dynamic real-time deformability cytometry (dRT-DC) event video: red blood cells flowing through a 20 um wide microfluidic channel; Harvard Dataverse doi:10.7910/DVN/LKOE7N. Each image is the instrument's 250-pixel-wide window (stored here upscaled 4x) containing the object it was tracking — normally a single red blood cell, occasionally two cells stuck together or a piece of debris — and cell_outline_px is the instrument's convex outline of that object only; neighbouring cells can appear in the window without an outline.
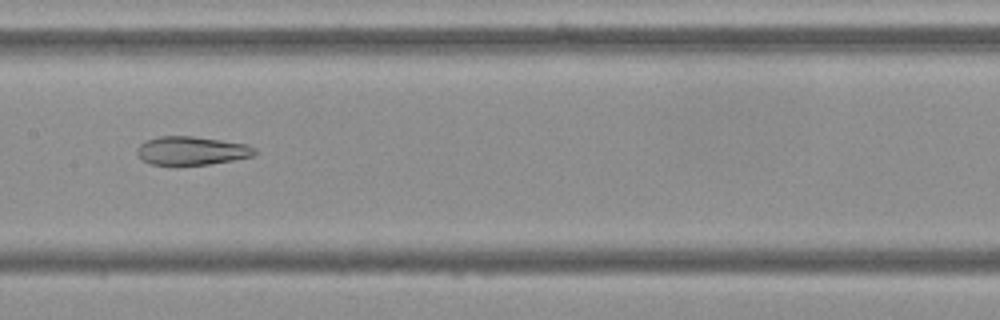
{"species": "Egyptian fruit bat (a non-hibernating species)", "species_latin": "Rousettus aegyptiacus", "temperature_condition": "cold", "stored_images_in_passage": 40, "camera_frame_rate_fps": 3000, "um_per_image_px": 0.085, "frame": {"image": 1, "passage_image": 13, "time_ms": 4.0, "image_size_px": [1000, 320], "cell_outline_px": [[260, 152], [252, 156], [232, 160], [208, 164], [152, 164], [144, 160], [136, 152], [136, 148], [144, 140], [160, 136], [192, 136], [248, 144], [256, 148]], "centroid_in_image_um": [16.32, 12.79], "position_along_channel_um": 191.1, "area_um2": 19.42}}
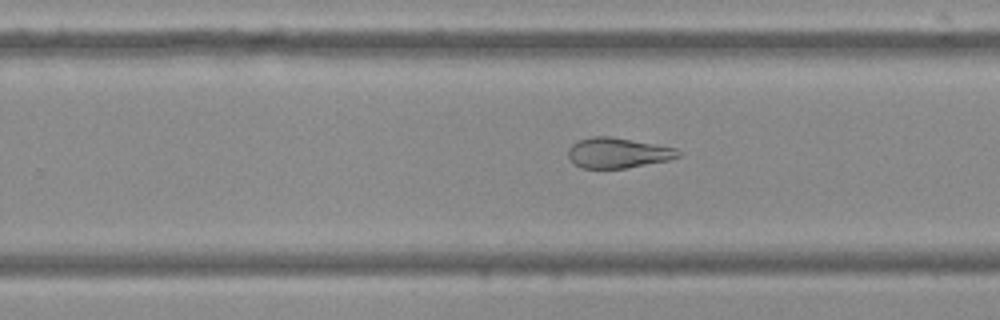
{"frame": {"image": 2, "passage_image": 20, "time_ms": 6.333, "image_size_px": [1000, 320], "cell_outline_px": [[680, 156], [668, 160], [624, 168], [580, 168], [568, 156], [568, 148], [572, 144], [580, 140], [592, 136], [608, 136], [676, 148], [680, 152]], "centroid_in_image_um": [52.49, 12.99], "position_along_channel_um": 277.3, "area_um2": 19.07}}
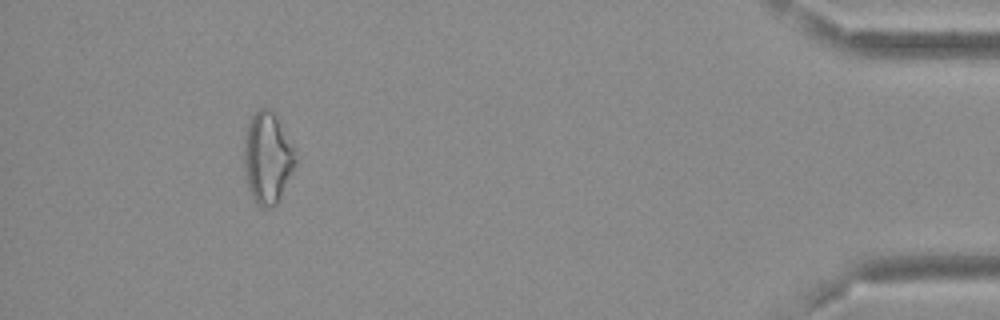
{"frame": {"image": 3, "passage_image": 36, "time_ms": 11.667, "image_size_px": [1000, 320], "cell_outline_px": [[296, 160], [276, 204], [272, 208], [264, 208], [252, 196], [248, 184], [244, 164], [244, 136], [248, 124], [252, 116], [260, 108], [272, 108], [292, 144]], "centroid_in_image_um": [22.71, 13.36], "position_along_channel_um": 412.5, "area_um2": 26.65}, "authors_computed_cell_mechanics": {"area_um2": 21.0103, "velocity_mm_per_s": 3.7081, "shape_relaxation_time_tau1_ms": null, "shape_relaxation_time_tau2_ms": 3.3474, "deformation_change_tau1": null, "deformation_change_tau2": 0.096}}